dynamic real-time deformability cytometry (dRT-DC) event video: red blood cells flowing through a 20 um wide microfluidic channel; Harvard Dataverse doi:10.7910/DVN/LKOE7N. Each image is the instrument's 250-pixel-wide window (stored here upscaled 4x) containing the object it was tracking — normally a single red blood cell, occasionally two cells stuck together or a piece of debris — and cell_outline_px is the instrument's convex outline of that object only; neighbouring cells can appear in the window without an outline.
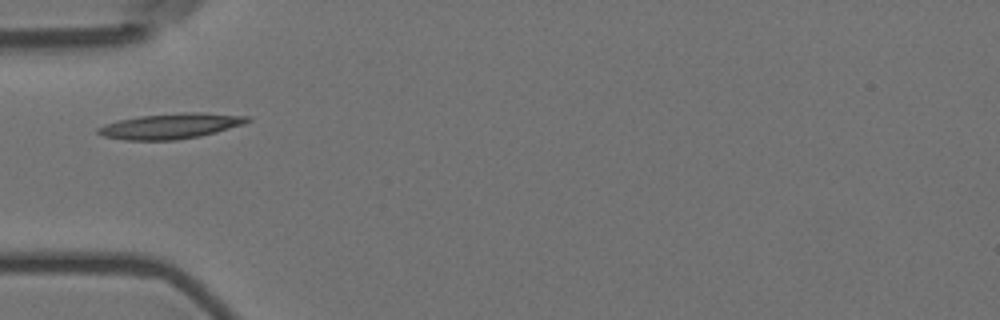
{"species": "Egyptian fruit bat (a non-hibernating species)", "species_latin": "Rousettus aegyptiacus", "temperature_condition": "room temperature", "stored_images_in_passage": 1, "camera_frame_rate_fps": 3000, "um_per_image_px": 0.085, "animal": {"sex": "female"}, "frame": {"image": 1, "passage_image": 1, "time_ms": 0.0, "image_size_px": [1000, 320], "cell_outline_px": [[252, 120], [244, 124], [216, 132], [200, 136], [176, 140], [124, 140], [104, 136], [96, 132], [96, 128], [104, 124], [120, 120], [140, 116], [184, 112], [204, 112], [248, 116]], "centroid_in_image_um": [14.52, 10.71], "position_along_channel_um": 70.5, "area_um2": 22.14}}